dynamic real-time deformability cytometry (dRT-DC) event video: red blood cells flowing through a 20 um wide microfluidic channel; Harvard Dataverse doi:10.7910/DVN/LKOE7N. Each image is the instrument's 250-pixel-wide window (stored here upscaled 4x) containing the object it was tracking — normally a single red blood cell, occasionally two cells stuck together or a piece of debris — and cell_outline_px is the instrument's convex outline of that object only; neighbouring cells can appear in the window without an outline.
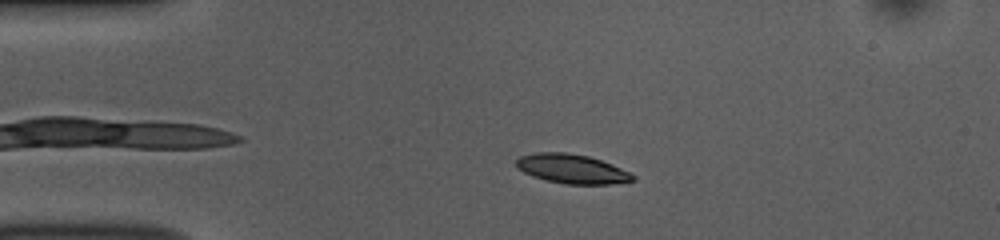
{"species": "common noctule bat (a hibernating species)", "species_latin": "Nyctalus noctula", "temperature_condition": "room temperature", "stored_images_in_passage": 51, "camera_frame_rate_fps": 3000, "um_per_image_px": 0.085, "animal": {"sex": "female", "body_mass_g": 10.0, "forearm_length_mm": 53.1}, "frame": {"image": 1, "passage_image": 9, "time_ms": 2.667, "image_size_px": [1000, 240], "cell_outline_px": [[636, 180], [612, 184], [564, 184], [532, 176], [516, 168], [516, 160], [520, 156], [532, 152], [568, 152], [588, 156], [612, 164], [632, 172], [636, 176]], "centroid_in_image_um": [48.63, 14.35], "position_along_channel_um": 36.4, "area_um2": 20.11}}
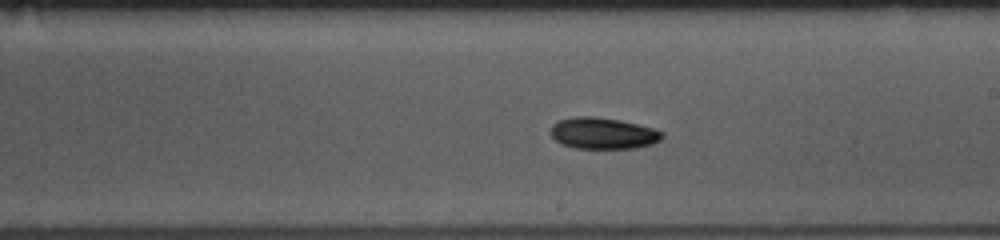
{"frame": {"image": 2, "passage_image": 28, "time_ms": 9.0, "image_size_px": [1000, 240], "cell_outline_px": [[664, 136], [660, 140], [652, 144], [636, 148], [576, 148], [564, 144], [556, 140], [548, 132], [552, 124], [556, 120], [576, 116], [592, 116], [620, 120], [652, 128], [664, 132]], "centroid_in_image_um": [51.23, 11.32], "position_along_channel_um": 237.8, "area_um2": 20.46}}
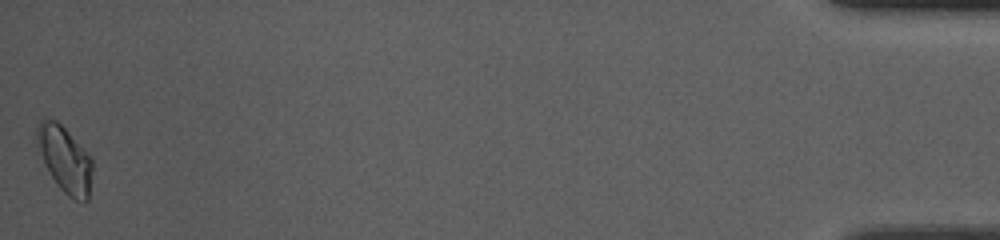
{"frame": {"image": 3, "passage_image": 51, "time_ms": 16.667, "image_size_px": [1000, 240], "cell_outline_px": [[92, 168], [88, 200], [76, 200], [68, 196], [56, 184], [44, 160], [36, 140], [36, 128], [40, 120], [44, 116], [48, 116], [56, 120], [64, 128], [92, 160]], "centroid_in_image_um": [5.49, 13.51], "position_along_channel_um": 429.7, "area_um2": 20.69}, "authors_computed_cell_mechanics": {"area_um2": 19.5942, "velocity_mm_per_s": 3.7237, "shape_relaxation_time_tau1_ms": 1.9173, "shape_relaxation_time_tau2_ms": null, "deformation_change_tau1": 0.1107, "deformation_change_tau2": null}}